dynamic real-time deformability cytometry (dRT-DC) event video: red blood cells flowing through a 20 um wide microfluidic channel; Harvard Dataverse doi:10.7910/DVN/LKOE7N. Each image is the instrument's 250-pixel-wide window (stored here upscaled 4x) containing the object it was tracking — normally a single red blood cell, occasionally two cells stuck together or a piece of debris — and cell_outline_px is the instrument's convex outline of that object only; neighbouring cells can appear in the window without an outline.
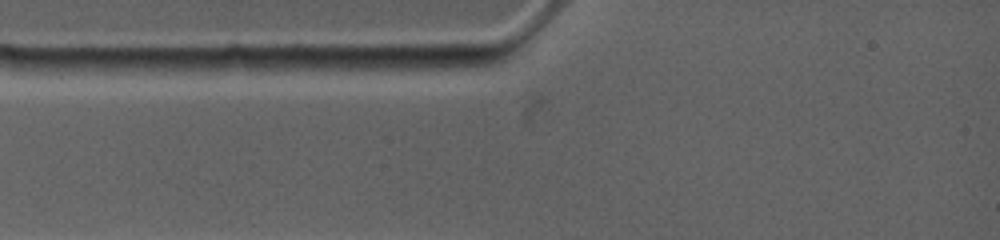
{"species": "common noctule bat (a hibernating species)", "species_latin": "Nyctalus noctula", "temperature_condition": "warm", "stored_images_in_passage": 1, "camera_frame_rate_fps": 4500, "um_per_image_px": 0.085, "animal": {"sex": "female", "body_mass_g": 19.0, "forearm_length_mm": 53.3}, "frame": {"image": 1, "passage_image": 1, "time_ms": 0.0, "image_size_px": [1000, 240], "cell_outline_px": [[492, 60], [488, 64], [464, 68], [400, 72], [320, 68], [320, 64], [328, 56], [484, 56]], "centroid_in_image_um": [34.22, 5.35], "position_along_channel_um": 50.8, "area_um2": 16.13}}